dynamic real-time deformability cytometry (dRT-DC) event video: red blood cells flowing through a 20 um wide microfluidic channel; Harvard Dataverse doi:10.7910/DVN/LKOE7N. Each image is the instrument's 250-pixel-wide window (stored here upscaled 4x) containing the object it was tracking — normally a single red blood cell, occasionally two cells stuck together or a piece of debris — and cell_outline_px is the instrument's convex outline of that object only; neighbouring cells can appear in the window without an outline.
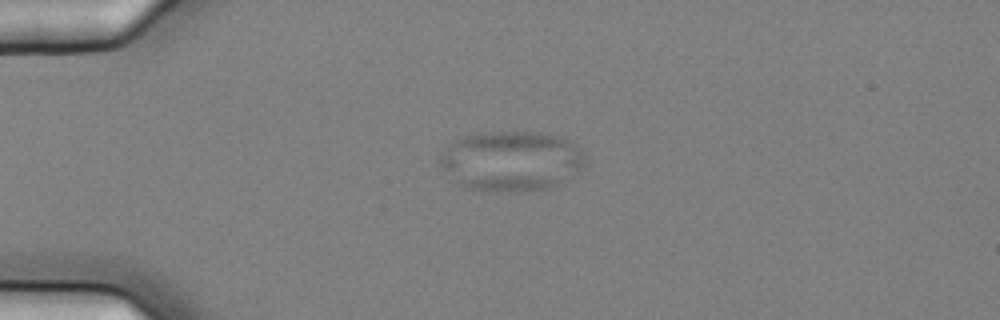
{"species": "common noctule bat (a hibernating species)", "species_latin": "Nyctalus noctula", "temperature_condition": "cold", "stored_images_in_passage": 3, "camera_frame_rate_fps": 3000, "um_per_image_px": 0.085, "animal": {"sex": "female", "body_mass_g": 25.1}, "frame": {"image": 1, "passage_image": 2, "time_ms": 0.333, "image_size_px": [1000, 320], "cell_outline_px": [[588, 164], [556, 184], [548, 188], [512, 192], [496, 192], [468, 188], [460, 184], [440, 168], [440, 156], [448, 144], [464, 136], [488, 132], [540, 132], [560, 136], [576, 144], [588, 156]], "centroid_in_image_um": [43.49, 13.67], "position_along_channel_um": 41.5, "area_um2": 50.98}}